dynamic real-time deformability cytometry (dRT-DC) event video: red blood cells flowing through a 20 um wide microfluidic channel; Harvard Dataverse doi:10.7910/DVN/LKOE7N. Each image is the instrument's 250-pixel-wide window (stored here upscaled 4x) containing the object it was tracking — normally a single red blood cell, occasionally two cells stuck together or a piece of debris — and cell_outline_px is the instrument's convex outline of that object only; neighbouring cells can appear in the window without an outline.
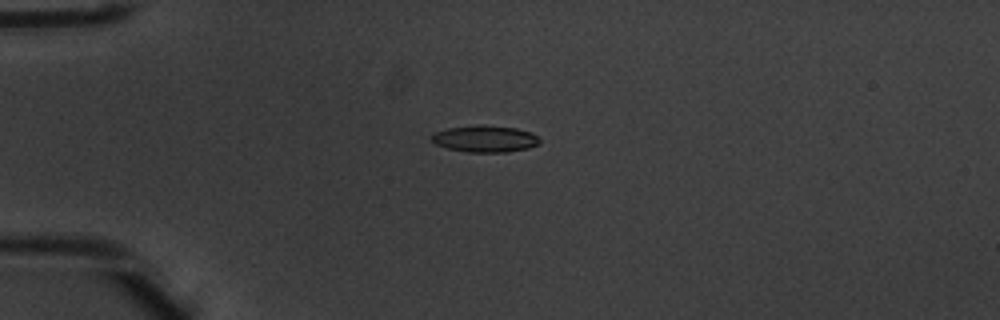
{"species": "common noctule bat (a hibernating species)", "species_latin": "Nyctalus noctula", "temperature_condition": "warm", "stored_images_in_passage": 7, "camera_frame_rate_fps": 3000, "um_per_image_px": 0.085, "animal": {"sex": "male", "body_mass_g": 20.1, "forearm_length_mm": 53.5}, "frame": {"image": 1, "passage_image": 3, "time_ms": 0.667, "image_size_px": [1000, 320], "cell_outline_px": [[540, 144], [528, 148], [508, 152], [468, 152], [448, 148], [436, 144], [432, 140], [432, 132], [448, 128], [516, 128], [532, 132], [540, 140]], "centroid_in_image_um": [41.26, 11.85], "position_along_channel_um": 43.7, "area_um2": 15.9}}